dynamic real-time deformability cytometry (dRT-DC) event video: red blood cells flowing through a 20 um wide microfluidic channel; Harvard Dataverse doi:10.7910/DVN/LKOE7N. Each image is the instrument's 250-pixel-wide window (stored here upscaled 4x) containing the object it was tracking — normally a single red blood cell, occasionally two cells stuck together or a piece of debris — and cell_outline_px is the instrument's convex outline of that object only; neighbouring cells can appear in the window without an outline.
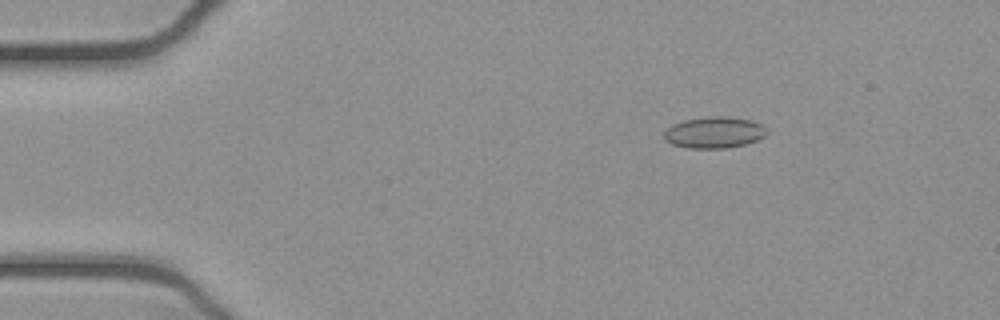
{"species": "common noctule bat (a hibernating species)", "species_latin": "Nyctalus noctula", "temperature_condition": "cold", "stored_images_in_passage": 53, "camera_frame_rate_fps": 3000, "um_per_image_px": 0.085, "animal": {"sex": "female", "body_mass_g": 21.9}, "frame": {"image": 1, "passage_image": 8, "time_ms": 2.333, "image_size_px": [1000, 320], "cell_outline_px": [[768, 132], [764, 136], [756, 140], [744, 144], [724, 148], [688, 148], [672, 144], [664, 140], [664, 132], [672, 124], [684, 120], [708, 116], [728, 116], [752, 120], [760, 124]], "centroid_in_image_um": [60.68, 11.25], "position_along_channel_um": 24.3, "area_um2": 18.73}}
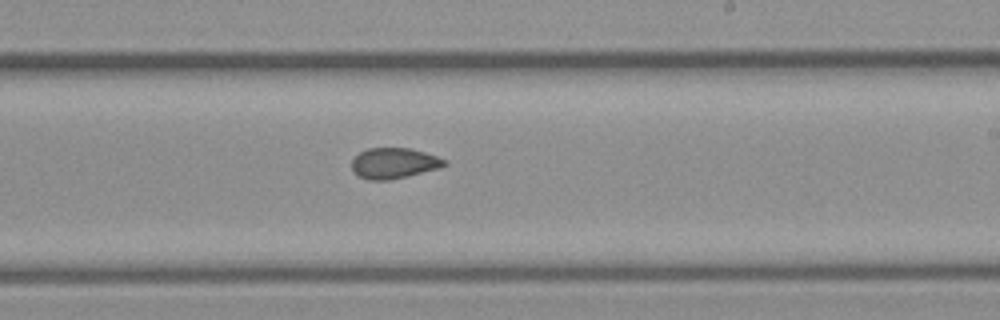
{"frame": {"image": 2, "passage_image": 31, "time_ms": 10.0, "image_size_px": [1000, 320], "cell_outline_px": [[448, 164], [440, 168], [408, 176], [388, 180], [368, 180], [352, 172], [352, 160], [360, 152], [368, 148], [412, 148], [448, 160]], "centroid_in_image_um": [33.5, 13.87], "position_along_channel_um": 255.5, "area_um2": 16.65}}
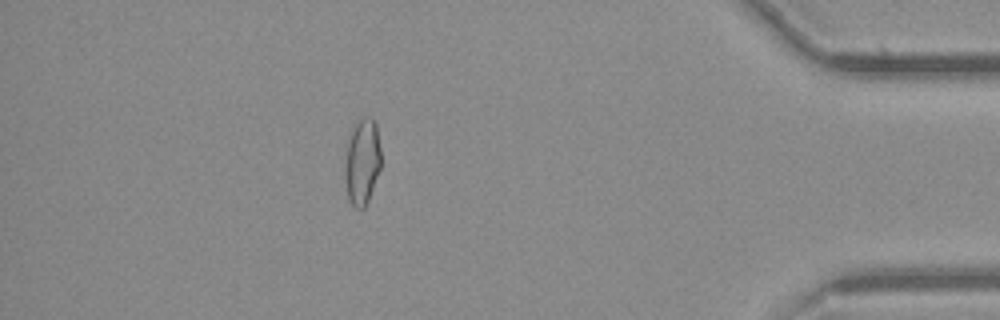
{"frame": {"image": 3, "passage_image": 46, "time_ms": 15.0, "image_size_px": [1000, 320], "cell_outline_px": [[380, 168], [368, 200], [364, 208], [356, 208], [348, 200], [344, 176], [344, 160], [348, 132], [356, 120], [364, 116], [372, 116], [376, 124], [380, 148]], "centroid_in_image_um": [30.74, 13.67], "position_along_channel_um": 404.5, "area_um2": 18.67}}